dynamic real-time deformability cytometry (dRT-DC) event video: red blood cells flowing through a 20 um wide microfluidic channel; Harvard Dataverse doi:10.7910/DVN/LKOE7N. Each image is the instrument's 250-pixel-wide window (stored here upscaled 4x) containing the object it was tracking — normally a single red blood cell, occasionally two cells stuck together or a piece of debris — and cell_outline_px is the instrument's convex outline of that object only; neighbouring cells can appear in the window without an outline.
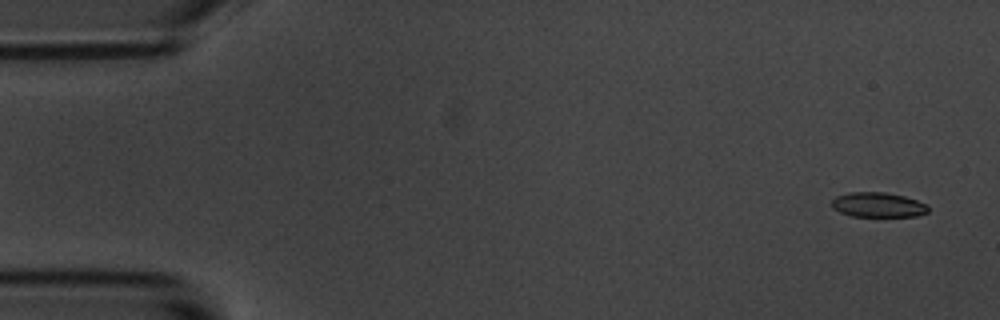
{"species": "common noctule bat (a hibernating species)", "species_latin": "Nyctalus noctula", "temperature_condition": "room temperature", "stored_images_in_passage": 5, "camera_frame_rate_fps": 3000, "um_per_image_px": 0.085, "animal": {"sex": "male", "body_mass_g": 20.1, "forearm_length_mm": 53.5}, "frame": {"image": 1, "passage_image": 1, "time_ms": 0.0, "image_size_px": [1000, 320], "cell_outline_px": [[928, 212], [916, 216], [852, 216], [840, 212], [832, 208], [832, 200], [836, 196], [848, 192], [884, 192], [904, 196], [928, 204]], "centroid_in_image_um": [74.62, 17.4], "position_along_channel_um": 10.4, "area_um2": 13.93}}
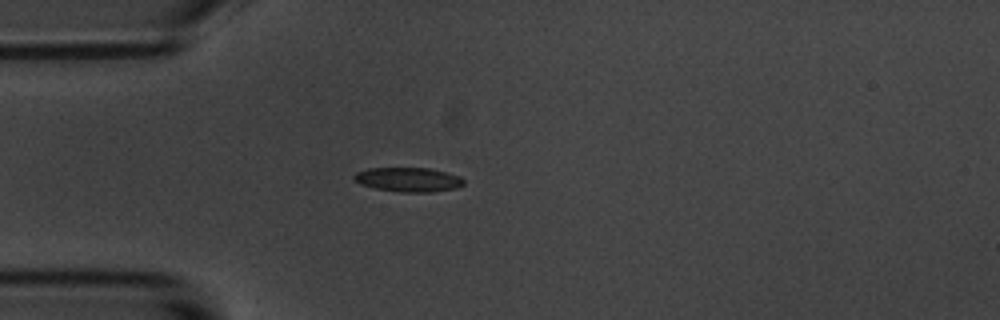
{"frame": {"image": 2, "passage_image": 4, "time_ms": 4.333, "image_size_px": [1000, 320], "cell_outline_px": [[464, 184], [456, 188], [432, 192], [400, 192], [376, 188], [360, 184], [352, 176], [356, 172], [368, 168], [428, 168], [460, 176], [464, 180]], "centroid_in_image_um": [34.71, 15.26], "position_along_channel_um": 50.3, "area_um2": 15.43}}